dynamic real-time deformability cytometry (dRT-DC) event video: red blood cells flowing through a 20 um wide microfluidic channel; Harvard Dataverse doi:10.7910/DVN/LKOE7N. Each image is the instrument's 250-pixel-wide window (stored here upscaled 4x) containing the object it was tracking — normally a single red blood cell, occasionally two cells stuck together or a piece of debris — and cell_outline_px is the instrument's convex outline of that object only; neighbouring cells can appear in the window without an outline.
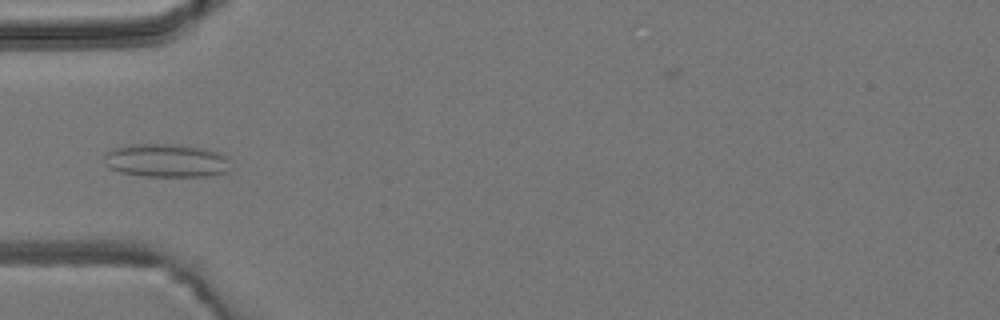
{"species": "common noctule bat (a hibernating species)", "species_latin": "Nyctalus noctula", "temperature_condition": "room temperature", "stored_images_in_passage": 3, "camera_frame_rate_fps": 3000, "um_per_image_px": 0.085, "animal": {"sex": "male", "body_mass_g": 19.2, "forearm_length_mm": 51.8}, "frame": {"image": 1, "passage_image": 2, "time_ms": 1.333, "image_size_px": [1000, 320], "cell_outline_px": [[228, 172], [208, 176], [144, 176], [120, 172], [108, 168], [104, 164], [104, 152], [116, 148], [132, 144], [176, 144], [204, 148], [216, 152], [224, 156]], "centroid_in_image_um": [14.04, 13.65], "position_along_channel_um": 71.0, "area_um2": 24.39}}